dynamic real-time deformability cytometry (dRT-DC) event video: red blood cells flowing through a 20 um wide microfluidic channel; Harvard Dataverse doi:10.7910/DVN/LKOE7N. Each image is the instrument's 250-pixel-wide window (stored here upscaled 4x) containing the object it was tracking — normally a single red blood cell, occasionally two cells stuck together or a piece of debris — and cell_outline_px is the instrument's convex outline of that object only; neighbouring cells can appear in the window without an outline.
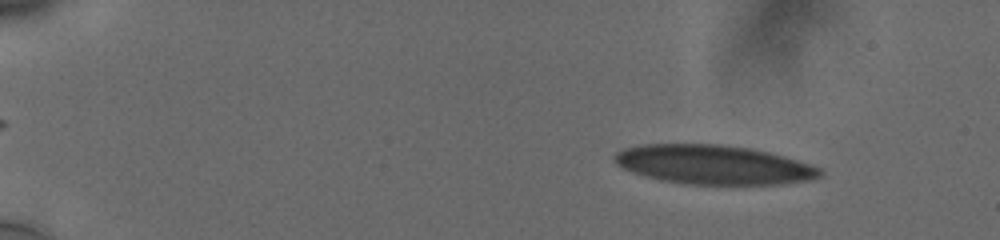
{"species": "human", "species_latin": "Homo sapiens", "temperature_condition": "cold", "stored_images_in_passage": 18, "camera_frame_rate_fps": 3000, "um_per_image_px": 0.085, "donor": {"sex": "male"}, "frame": {"image": 1, "passage_image": 5, "time_ms": 2.0, "image_size_px": [1000, 240], "cell_outline_px": [[824, 172], [820, 176], [804, 180], [776, 184], [684, 184], [664, 180], [648, 176], [624, 168], [616, 160], [616, 152], [624, 148], [648, 144], [720, 144], [748, 148], [768, 152], [808, 164], [820, 168]], "centroid_in_image_um": [60.66, 13.99], "position_along_channel_um": 24.3, "area_um2": 45.84}}
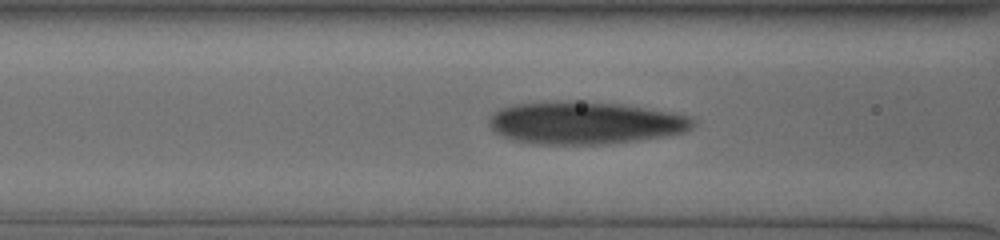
{"frame": {"image": 2, "passage_image": 14, "time_ms": 7.667, "image_size_px": [1000, 240], "cell_outline_px": [[692, 128], [684, 132], [636, 140], [604, 144], [532, 144], [512, 140], [496, 132], [488, 124], [488, 120], [500, 108], [516, 104], [556, 100], [616, 104], [640, 108], [684, 116], [692, 120]], "centroid_in_image_um": [49.58, 10.45], "position_along_channel_um": 117.0, "area_um2": 49.42}}
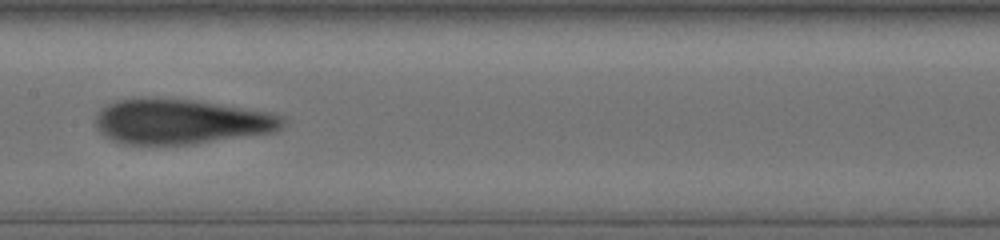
{"frame": {"image": 3, "passage_image": 17, "time_ms": 9.667, "image_size_px": [1000, 240], "cell_outline_px": [[284, 120], [280, 128], [272, 132], [192, 144], [124, 144], [112, 140], [96, 128], [96, 116], [108, 104], [116, 100], [132, 96], [144, 96], [192, 100], [268, 112], [280, 116]], "centroid_in_image_um": [15.29, 10.31], "position_along_channel_um": 192.1, "area_um2": 48.84}}